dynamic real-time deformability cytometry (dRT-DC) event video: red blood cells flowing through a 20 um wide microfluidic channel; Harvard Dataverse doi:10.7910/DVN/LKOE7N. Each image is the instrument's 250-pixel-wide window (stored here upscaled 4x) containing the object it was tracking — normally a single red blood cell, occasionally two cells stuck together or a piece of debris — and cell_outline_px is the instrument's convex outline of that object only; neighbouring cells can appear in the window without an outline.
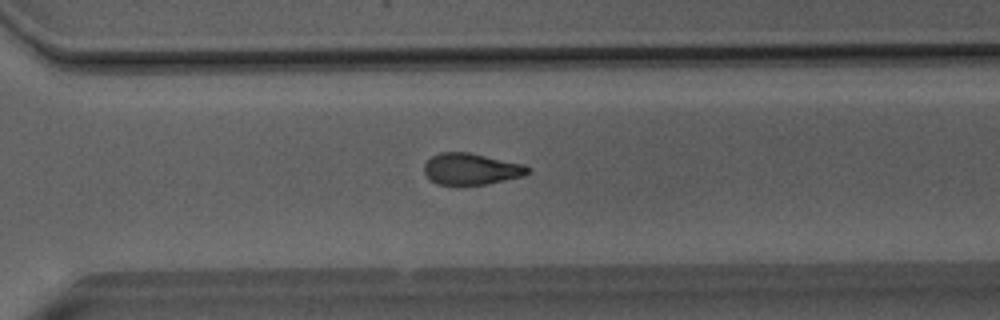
{"species": "Egyptian fruit bat (a non-hibernating species)", "species_latin": "Rousettus aegyptiacus", "temperature_condition": "room temperature", "stored_images_in_passage": 51, "camera_frame_rate_fps": 3000, "um_per_image_px": 0.085, "animal": {"sex": "male"}, "frame": {"image": 1, "passage_image": 36, "time_ms": 11.667, "image_size_px": [1000, 320], "cell_outline_px": [[532, 168], [524, 176], [488, 184], [436, 184], [424, 172], [424, 164], [432, 156], [440, 152], [468, 152], [524, 164]], "centroid_in_image_um": [40.08, 14.35], "position_along_channel_um": 330.5, "area_um2": 18.9}}
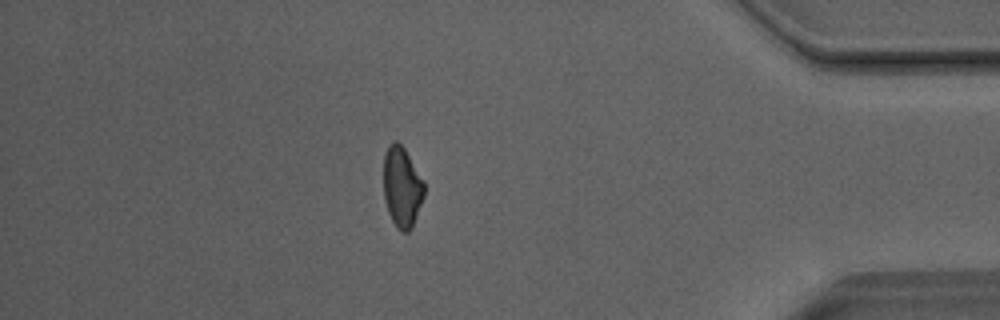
{"frame": {"image": 2, "passage_image": 44, "time_ms": 14.333, "image_size_px": [1000, 320], "cell_outline_px": [[424, 196], [412, 228], [408, 232], [400, 232], [396, 228], [388, 212], [384, 196], [384, 152], [388, 144], [392, 140], [396, 140], [404, 148], [424, 180]], "centroid_in_image_um": [34.16, 15.89], "position_along_channel_um": 401.0, "area_um2": 19.25}}
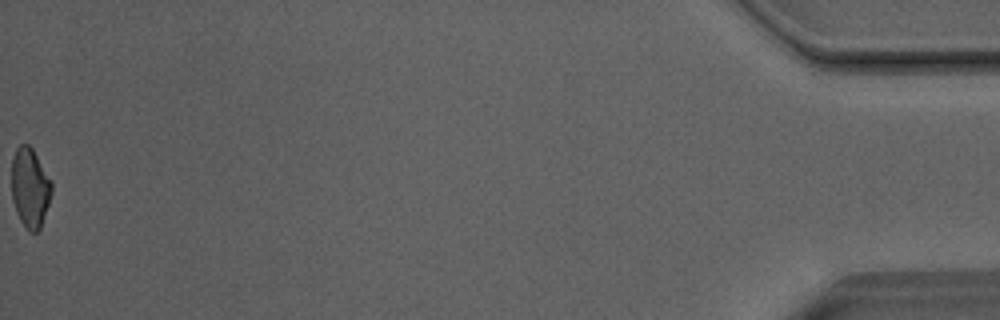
{"frame": {"image": 3, "passage_image": 51, "time_ms": 16.667, "image_size_px": [1000, 320], "cell_outline_px": [[52, 192], [40, 228], [36, 232], [28, 232], [20, 220], [16, 212], [12, 200], [12, 156], [16, 148], [20, 144], [28, 144], [32, 148], [52, 184]], "centroid_in_image_um": [2.53, 15.97], "position_along_channel_um": 432.7, "area_um2": 18.38}, "authors_computed_cell_mechanics": {"area_um2": 19.9988, "velocity_mm_per_s": 4.0703, "shape_relaxation_time_tau1_ms": 7.7824, "shape_relaxation_time_tau2_ms": 3.7759, "deformation_change_tau1": 0.177, "deformation_change_tau2": 0.1155}}